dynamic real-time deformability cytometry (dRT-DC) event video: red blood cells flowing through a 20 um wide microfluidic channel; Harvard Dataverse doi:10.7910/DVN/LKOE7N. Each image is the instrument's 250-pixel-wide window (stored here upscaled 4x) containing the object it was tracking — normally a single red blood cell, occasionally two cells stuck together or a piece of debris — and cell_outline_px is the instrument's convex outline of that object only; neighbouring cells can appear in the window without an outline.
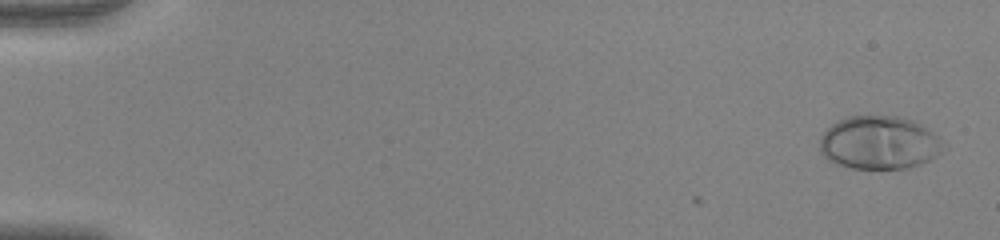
{"species": "human", "species_latin": "Homo sapiens", "temperature_condition": "warm", "stored_images_in_passage": 53, "camera_frame_rate_fps": 3000, "um_per_image_px": 0.085, "donor": {"sex": "female"}, "frame": {"image": 1, "passage_image": 2, "time_ms": 0.333, "image_size_px": [1000, 240], "cell_outline_px": [[948, 148], [936, 156], [920, 164], [908, 168], [852, 168], [836, 164], [828, 160], [824, 156], [820, 148], [820, 136], [832, 124], [848, 116], [900, 116], [912, 120], [928, 128], [940, 136]], "centroid_in_image_um": [74.78, 12.12], "position_along_channel_um": 10.2, "area_um2": 38.61}}
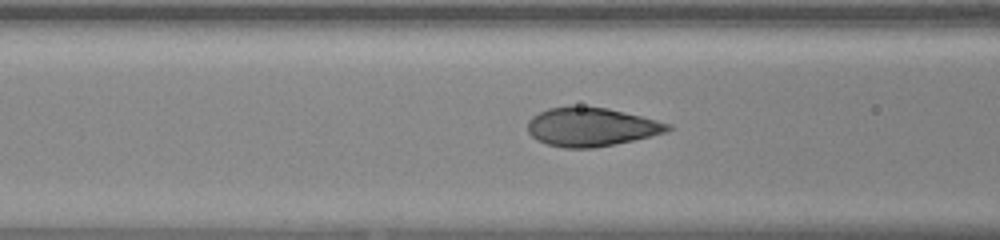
{"frame": {"image": 2, "passage_image": 23, "time_ms": 7.333, "image_size_px": [1000, 240], "cell_outline_px": [[676, 128], [668, 132], [632, 140], [592, 148], [564, 148], [548, 144], [536, 140], [528, 132], [528, 120], [532, 116], [548, 108], [568, 104], [608, 108], [672, 124]], "centroid_in_image_um": [50.25, 10.76], "position_along_channel_um": 116.4, "area_um2": 31.91}}
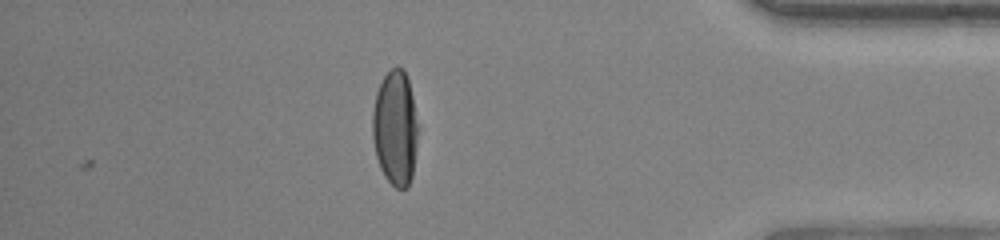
{"frame": {"image": 3, "passage_image": 47, "time_ms": 15.333, "image_size_px": [1000, 240], "cell_outline_px": [[416, 148], [412, 176], [408, 188], [396, 188], [384, 176], [380, 168], [376, 156], [372, 136], [372, 112], [376, 92], [384, 76], [396, 64], [404, 68], [408, 80], [412, 96], [416, 124]], "centroid_in_image_um": [33.56, 10.87], "position_along_channel_um": 401.6, "area_um2": 30.35}, "authors_computed_cell_mechanics": {"area_um2": 32.8304, "velocity_mm_per_s": 3.941, "shape_relaxation_time_tau1_ms": 3.7091, "shape_relaxation_time_tau2_ms": null, "deformation_change_tau1": 0.2471, "deformation_change_tau2": null}}